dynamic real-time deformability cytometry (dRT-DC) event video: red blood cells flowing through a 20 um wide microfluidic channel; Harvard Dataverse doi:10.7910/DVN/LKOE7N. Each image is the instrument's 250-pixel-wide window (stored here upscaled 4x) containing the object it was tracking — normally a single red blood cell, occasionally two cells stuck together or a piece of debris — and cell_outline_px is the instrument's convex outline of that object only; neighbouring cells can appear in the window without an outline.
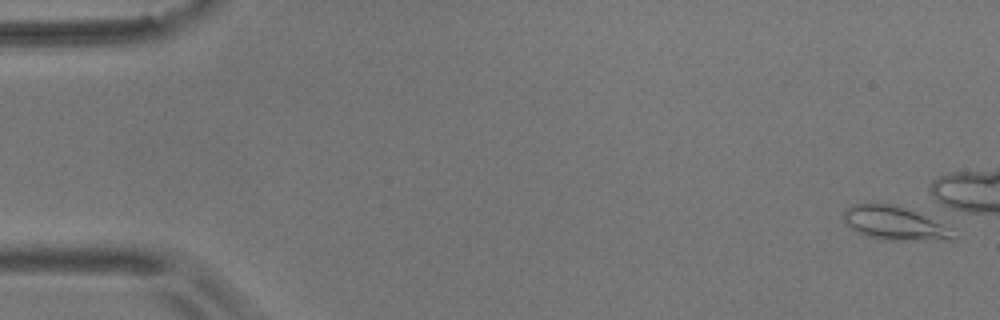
{"species": "common noctule bat (a hibernating species)", "species_latin": "Nyctalus noctula", "temperature_condition": "room temperature", "stored_images_in_passage": 2, "camera_frame_rate_fps": 3000, "um_per_image_px": 0.085, "animal": {"sex": "male", "body_mass_g": 17.9}, "frame": {"image": 1, "passage_image": 2, "time_ms": 0.333, "image_size_px": [1000, 320], "cell_outline_px": [[956, 240], [880, 240], [864, 236], [844, 224], [840, 216], [852, 204], [896, 204], [940, 224], [948, 228]], "centroid_in_image_um": [75.91, 18.99], "position_along_channel_um": 9.1, "area_um2": 21.21}}